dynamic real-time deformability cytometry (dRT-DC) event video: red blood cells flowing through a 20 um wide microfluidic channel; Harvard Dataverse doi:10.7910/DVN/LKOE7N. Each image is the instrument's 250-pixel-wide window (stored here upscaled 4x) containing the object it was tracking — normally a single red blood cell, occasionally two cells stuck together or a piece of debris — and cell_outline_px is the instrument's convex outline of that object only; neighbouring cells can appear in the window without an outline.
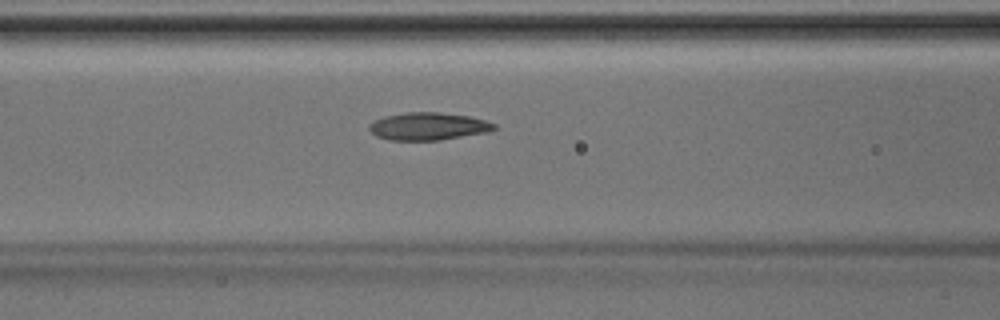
{"species": "Egyptian fruit bat (a non-hibernating species)", "species_latin": "Rousettus aegyptiacus", "temperature_condition": "room temperature", "stored_images_in_passage": 46, "camera_frame_rate_fps": 3000, "um_per_image_px": 0.085, "animal": {"sex": "male"}, "frame": {"image": 1, "passage_image": 19, "time_ms": 6.0, "image_size_px": [1000, 320], "cell_outline_px": [[496, 128], [488, 132], [440, 140], [388, 140], [376, 136], [368, 128], [368, 124], [384, 116], [408, 112], [440, 112], [468, 116], [484, 120], [496, 124]], "centroid_in_image_um": [36.39, 10.74], "position_along_channel_um": 130.2, "area_um2": 20.06}}
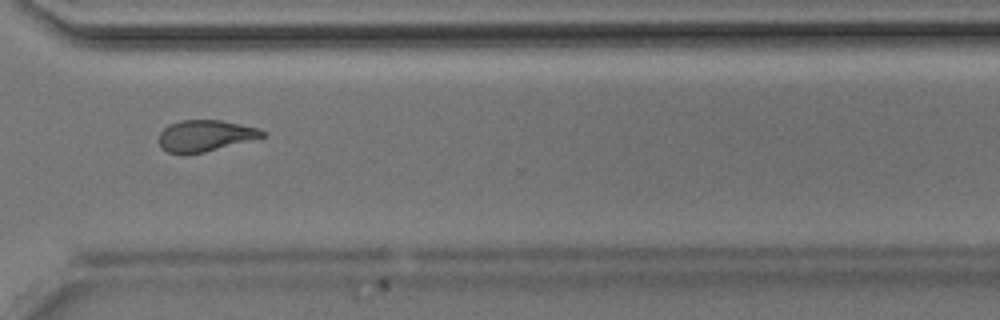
{"frame": {"image": 2, "passage_image": 34, "time_ms": 11.0, "image_size_px": [1000, 320], "cell_outline_px": [[268, 136], [204, 152], [168, 152], [160, 148], [160, 132], [168, 124], [180, 120], [220, 120], [256, 128], [268, 132]], "centroid_in_image_um": [17.47, 11.51], "position_along_channel_um": 353.1, "area_um2": 18.61}}
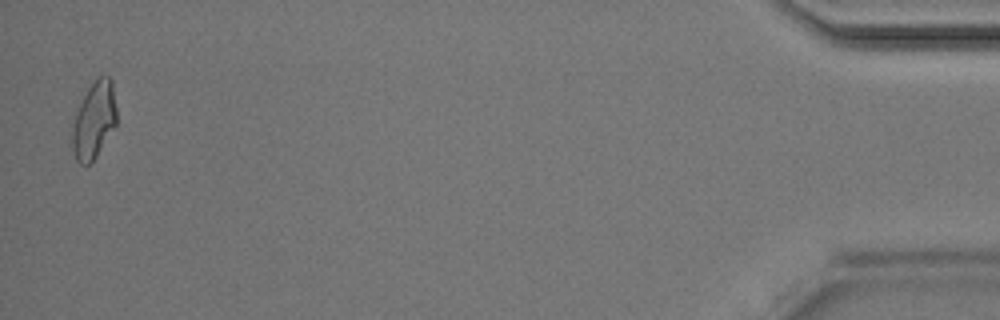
{"frame": {"image": 3, "passage_image": 45, "time_ms": 14.667, "image_size_px": [1000, 320], "cell_outline_px": [[116, 124], [96, 156], [88, 164], [80, 164], [76, 160], [68, 144], [76, 112], [88, 88], [100, 76], [108, 76], [112, 80], [116, 108]], "centroid_in_image_um": [7.95, 10.26], "position_along_channel_um": 427.3, "area_um2": 19.88}}